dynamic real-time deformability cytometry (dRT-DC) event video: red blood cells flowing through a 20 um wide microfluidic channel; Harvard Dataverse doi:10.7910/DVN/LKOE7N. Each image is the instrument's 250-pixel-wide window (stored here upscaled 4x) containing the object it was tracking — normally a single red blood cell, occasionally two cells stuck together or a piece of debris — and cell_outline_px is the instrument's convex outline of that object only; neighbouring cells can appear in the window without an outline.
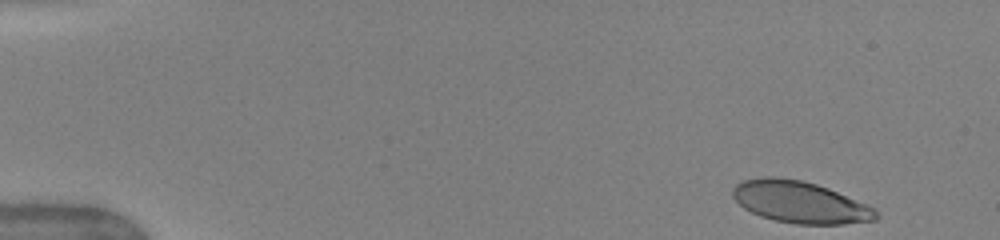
{"species": "human", "species_latin": "Homo sapiens", "temperature_condition": "warm", "stored_images_in_passage": 32, "camera_frame_rate_fps": 3000, "um_per_image_px": 0.085, "donor": {"sex": "female"}, "frame": {"image": 1, "passage_image": 1, "time_ms": 0.0, "image_size_px": [1000, 240], "cell_outline_px": [[880, 216], [876, 220], [844, 224], [796, 224], [776, 220], [760, 216], [744, 208], [732, 196], [732, 188], [736, 184], [744, 180], [764, 176], [776, 176], [800, 180], [816, 184], [828, 188], [876, 208]], "centroid_in_image_um": [68.01, 17.18], "position_along_channel_um": 17.0, "area_um2": 34.91}}
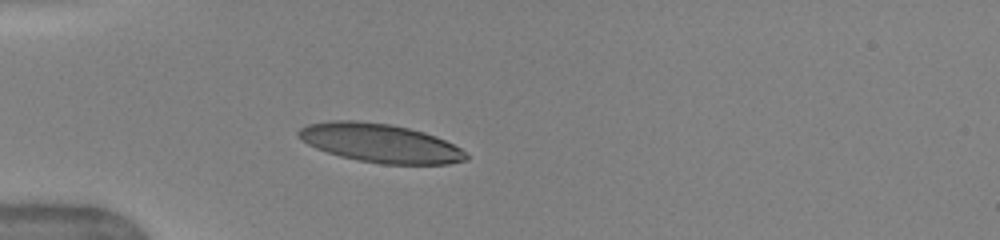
{"frame": {"image": 2, "passage_image": 10, "time_ms": 3.667, "image_size_px": [1000, 240], "cell_outline_px": [[468, 160], [448, 164], [384, 164], [360, 160], [340, 156], [316, 148], [300, 140], [296, 136], [296, 132], [300, 128], [308, 124], [328, 120], [356, 120], [392, 124], [424, 132], [436, 136], [460, 148], [468, 156]], "centroid_in_image_um": [32.28, 12.15], "position_along_channel_um": 52.7, "area_um2": 37.86}}
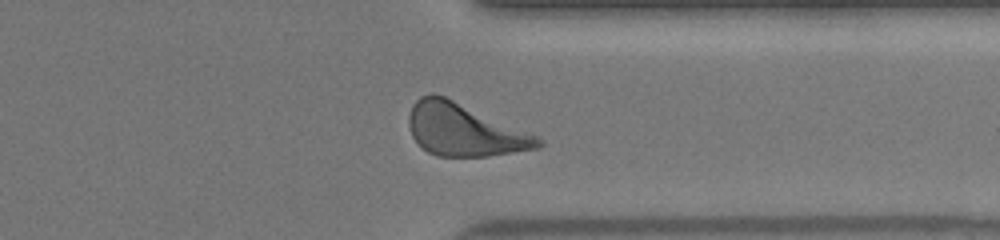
{"frame": {"image": 3, "passage_image": 28, "time_ms": 12.0, "image_size_px": [1000, 240], "cell_outline_px": [[544, 144], [540, 148], [488, 156], [436, 156], [428, 152], [412, 136], [408, 124], [408, 116], [412, 104], [420, 96], [432, 92], [444, 96], [536, 136], [544, 140]], "centroid_in_image_um": [39.42, 11.04], "position_along_channel_um": 372.0, "area_um2": 38.9}, "authors_computed_cell_mechanics": {"area_um2": 37.8879, "velocity_mm_per_s": 4.0166, "shape_relaxation_time_tau1_ms": 2.021, "shape_relaxation_time_tau2_ms": null, "deformation_change_tau1": 0.1354, "deformation_change_tau2": null}}